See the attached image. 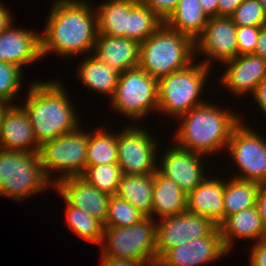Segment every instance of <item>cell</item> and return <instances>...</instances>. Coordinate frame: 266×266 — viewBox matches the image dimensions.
<instances>
[{"mask_svg": "<svg viewBox=\"0 0 266 266\" xmlns=\"http://www.w3.org/2000/svg\"><path fill=\"white\" fill-rule=\"evenodd\" d=\"M157 219L145 217L128 227H104L101 256L152 263L157 260Z\"/></svg>", "mask_w": 266, "mask_h": 266, "instance_id": "cell-7", "label": "cell"}, {"mask_svg": "<svg viewBox=\"0 0 266 266\" xmlns=\"http://www.w3.org/2000/svg\"><path fill=\"white\" fill-rule=\"evenodd\" d=\"M42 58L40 34L11 24L0 34V61L21 69Z\"/></svg>", "mask_w": 266, "mask_h": 266, "instance_id": "cell-18", "label": "cell"}, {"mask_svg": "<svg viewBox=\"0 0 266 266\" xmlns=\"http://www.w3.org/2000/svg\"><path fill=\"white\" fill-rule=\"evenodd\" d=\"M144 218L145 216L128 201L113 195L109 200L104 227H128L139 223Z\"/></svg>", "mask_w": 266, "mask_h": 266, "instance_id": "cell-33", "label": "cell"}, {"mask_svg": "<svg viewBox=\"0 0 266 266\" xmlns=\"http://www.w3.org/2000/svg\"><path fill=\"white\" fill-rule=\"evenodd\" d=\"M219 227L228 251L233 247L235 239L254 240V243L266 239V227L256 206L230 215Z\"/></svg>", "mask_w": 266, "mask_h": 266, "instance_id": "cell-22", "label": "cell"}, {"mask_svg": "<svg viewBox=\"0 0 266 266\" xmlns=\"http://www.w3.org/2000/svg\"><path fill=\"white\" fill-rule=\"evenodd\" d=\"M9 8L0 3V34L4 32L13 22V15Z\"/></svg>", "mask_w": 266, "mask_h": 266, "instance_id": "cell-44", "label": "cell"}, {"mask_svg": "<svg viewBox=\"0 0 266 266\" xmlns=\"http://www.w3.org/2000/svg\"><path fill=\"white\" fill-rule=\"evenodd\" d=\"M259 183L229 177L224 185V221L230 215L255 206Z\"/></svg>", "mask_w": 266, "mask_h": 266, "instance_id": "cell-28", "label": "cell"}, {"mask_svg": "<svg viewBox=\"0 0 266 266\" xmlns=\"http://www.w3.org/2000/svg\"><path fill=\"white\" fill-rule=\"evenodd\" d=\"M64 202L66 203V222L71 232L88 242L100 244L104 225L86 211L69 205L65 200Z\"/></svg>", "mask_w": 266, "mask_h": 266, "instance_id": "cell-30", "label": "cell"}, {"mask_svg": "<svg viewBox=\"0 0 266 266\" xmlns=\"http://www.w3.org/2000/svg\"><path fill=\"white\" fill-rule=\"evenodd\" d=\"M150 266H164V265H162L158 260H155L150 264Z\"/></svg>", "mask_w": 266, "mask_h": 266, "instance_id": "cell-48", "label": "cell"}, {"mask_svg": "<svg viewBox=\"0 0 266 266\" xmlns=\"http://www.w3.org/2000/svg\"><path fill=\"white\" fill-rule=\"evenodd\" d=\"M216 225L208 218L189 212L175 214L157 220L156 251L157 260L175 246L208 235Z\"/></svg>", "mask_w": 266, "mask_h": 266, "instance_id": "cell-13", "label": "cell"}, {"mask_svg": "<svg viewBox=\"0 0 266 266\" xmlns=\"http://www.w3.org/2000/svg\"><path fill=\"white\" fill-rule=\"evenodd\" d=\"M117 133H110L105 128L88 131L86 166L118 163Z\"/></svg>", "mask_w": 266, "mask_h": 266, "instance_id": "cell-29", "label": "cell"}, {"mask_svg": "<svg viewBox=\"0 0 266 266\" xmlns=\"http://www.w3.org/2000/svg\"><path fill=\"white\" fill-rule=\"evenodd\" d=\"M165 21L175 10L179 0H139Z\"/></svg>", "mask_w": 266, "mask_h": 266, "instance_id": "cell-37", "label": "cell"}, {"mask_svg": "<svg viewBox=\"0 0 266 266\" xmlns=\"http://www.w3.org/2000/svg\"><path fill=\"white\" fill-rule=\"evenodd\" d=\"M23 69L16 64L0 61V100L12 103L19 95Z\"/></svg>", "mask_w": 266, "mask_h": 266, "instance_id": "cell-34", "label": "cell"}, {"mask_svg": "<svg viewBox=\"0 0 266 266\" xmlns=\"http://www.w3.org/2000/svg\"><path fill=\"white\" fill-rule=\"evenodd\" d=\"M249 253L250 266H266V239L255 242Z\"/></svg>", "mask_w": 266, "mask_h": 266, "instance_id": "cell-38", "label": "cell"}, {"mask_svg": "<svg viewBox=\"0 0 266 266\" xmlns=\"http://www.w3.org/2000/svg\"><path fill=\"white\" fill-rule=\"evenodd\" d=\"M132 125H126L117 135L118 165L122 174H154L159 143L146 129Z\"/></svg>", "mask_w": 266, "mask_h": 266, "instance_id": "cell-11", "label": "cell"}, {"mask_svg": "<svg viewBox=\"0 0 266 266\" xmlns=\"http://www.w3.org/2000/svg\"><path fill=\"white\" fill-rule=\"evenodd\" d=\"M187 210V195L171 178L163 175L158 169L154 173L152 198V218L181 214ZM154 215V216H153Z\"/></svg>", "mask_w": 266, "mask_h": 266, "instance_id": "cell-23", "label": "cell"}, {"mask_svg": "<svg viewBox=\"0 0 266 266\" xmlns=\"http://www.w3.org/2000/svg\"><path fill=\"white\" fill-rule=\"evenodd\" d=\"M109 101L119 115L141 121L158 109L157 79L140 67L125 70L119 73L115 93Z\"/></svg>", "mask_w": 266, "mask_h": 266, "instance_id": "cell-9", "label": "cell"}, {"mask_svg": "<svg viewBox=\"0 0 266 266\" xmlns=\"http://www.w3.org/2000/svg\"><path fill=\"white\" fill-rule=\"evenodd\" d=\"M54 190L58 191L59 196L69 205L86 211L104 225L110 195L100 192L81 176L68 177L56 182Z\"/></svg>", "mask_w": 266, "mask_h": 266, "instance_id": "cell-17", "label": "cell"}, {"mask_svg": "<svg viewBox=\"0 0 266 266\" xmlns=\"http://www.w3.org/2000/svg\"><path fill=\"white\" fill-rule=\"evenodd\" d=\"M208 20L199 0H179L164 23L195 41L202 34Z\"/></svg>", "mask_w": 266, "mask_h": 266, "instance_id": "cell-27", "label": "cell"}, {"mask_svg": "<svg viewBox=\"0 0 266 266\" xmlns=\"http://www.w3.org/2000/svg\"><path fill=\"white\" fill-rule=\"evenodd\" d=\"M211 103L205 101L177 118L182 120L173 135L177 146L204 157L226 150L234 128L243 118Z\"/></svg>", "mask_w": 266, "mask_h": 266, "instance_id": "cell-3", "label": "cell"}, {"mask_svg": "<svg viewBox=\"0 0 266 266\" xmlns=\"http://www.w3.org/2000/svg\"><path fill=\"white\" fill-rule=\"evenodd\" d=\"M54 187L46 176L38 152L0 149V195L13 200Z\"/></svg>", "mask_w": 266, "mask_h": 266, "instance_id": "cell-5", "label": "cell"}, {"mask_svg": "<svg viewBox=\"0 0 266 266\" xmlns=\"http://www.w3.org/2000/svg\"><path fill=\"white\" fill-rule=\"evenodd\" d=\"M247 126L241 120L227 144L228 154L239 168L238 174L236 171L232 177L266 183V139L260 132Z\"/></svg>", "mask_w": 266, "mask_h": 266, "instance_id": "cell-10", "label": "cell"}, {"mask_svg": "<svg viewBox=\"0 0 266 266\" xmlns=\"http://www.w3.org/2000/svg\"><path fill=\"white\" fill-rule=\"evenodd\" d=\"M224 64L226 68L219 82L236 98L253 94L257 85L266 78V59L253 53L238 55Z\"/></svg>", "mask_w": 266, "mask_h": 266, "instance_id": "cell-16", "label": "cell"}, {"mask_svg": "<svg viewBox=\"0 0 266 266\" xmlns=\"http://www.w3.org/2000/svg\"><path fill=\"white\" fill-rule=\"evenodd\" d=\"M169 149L164 151L157 169L168 178L177 183L180 189L188 195L207 176L206 167L202 154L183 149L173 143ZM202 157V158H201ZM205 172V173H204Z\"/></svg>", "mask_w": 266, "mask_h": 266, "instance_id": "cell-15", "label": "cell"}, {"mask_svg": "<svg viewBox=\"0 0 266 266\" xmlns=\"http://www.w3.org/2000/svg\"><path fill=\"white\" fill-rule=\"evenodd\" d=\"M195 55V41L163 23L141 42L139 67L158 80L190 66Z\"/></svg>", "mask_w": 266, "mask_h": 266, "instance_id": "cell-4", "label": "cell"}, {"mask_svg": "<svg viewBox=\"0 0 266 266\" xmlns=\"http://www.w3.org/2000/svg\"><path fill=\"white\" fill-rule=\"evenodd\" d=\"M30 84L25 101L20 106L26 111L40 146L81 126L79 114L61 82L52 79Z\"/></svg>", "mask_w": 266, "mask_h": 266, "instance_id": "cell-2", "label": "cell"}, {"mask_svg": "<svg viewBox=\"0 0 266 266\" xmlns=\"http://www.w3.org/2000/svg\"><path fill=\"white\" fill-rule=\"evenodd\" d=\"M243 1L244 0H218V16L230 17Z\"/></svg>", "mask_w": 266, "mask_h": 266, "instance_id": "cell-42", "label": "cell"}, {"mask_svg": "<svg viewBox=\"0 0 266 266\" xmlns=\"http://www.w3.org/2000/svg\"><path fill=\"white\" fill-rule=\"evenodd\" d=\"M80 127L42 144L39 148L44 172L50 181L53 179V184L64 178L81 176L86 170L88 131ZM53 172L62 174H58L55 180L51 178Z\"/></svg>", "mask_w": 266, "mask_h": 266, "instance_id": "cell-8", "label": "cell"}, {"mask_svg": "<svg viewBox=\"0 0 266 266\" xmlns=\"http://www.w3.org/2000/svg\"><path fill=\"white\" fill-rule=\"evenodd\" d=\"M101 266H150L151 263L101 256Z\"/></svg>", "mask_w": 266, "mask_h": 266, "instance_id": "cell-40", "label": "cell"}, {"mask_svg": "<svg viewBox=\"0 0 266 266\" xmlns=\"http://www.w3.org/2000/svg\"><path fill=\"white\" fill-rule=\"evenodd\" d=\"M12 105H14V104L0 100V131H1L2 121H3L4 115Z\"/></svg>", "mask_w": 266, "mask_h": 266, "instance_id": "cell-46", "label": "cell"}, {"mask_svg": "<svg viewBox=\"0 0 266 266\" xmlns=\"http://www.w3.org/2000/svg\"><path fill=\"white\" fill-rule=\"evenodd\" d=\"M224 185L221 177L206 178L187 195V212L208 218L214 225L224 222Z\"/></svg>", "mask_w": 266, "mask_h": 266, "instance_id": "cell-20", "label": "cell"}, {"mask_svg": "<svg viewBox=\"0 0 266 266\" xmlns=\"http://www.w3.org/2000/svg\"><path fill=\"white\" fill-rule=\"evenodd\" d=\"M260 28L261 26H237L238 55L254 53Z\"/></svg>", "mask_w": 266, "mask_h": 266, "instance_id": "cell-36", "label": "cell"}, {"mask_svg": "<svg viewBox=\"0 0 266 266\" xmlns=\"http://www.w3.org/2000/svg\"><path fill=\"white\" fill-rule=\"evenodd\" d=\"M138 2L139 0H107L95 6L98 33L128 38V15Z\"/></svg>", "mask_w": 266, "mask_h": 266, "instance_id": "cell-25", "label": "cell"}, {"mask_svg": "<svg viewBox=\"0 0 266 266\" xmlns=\"http://www.w3.org/2000/svg\"><path fill=\"white\" fill-rule=\"evenodd\" d=\"M258 2L263 6V9L266 15V0H258Z\"/></svg>", "mask_w": 266, "mask_h": 266, "instance_id": "cell-47", "label": "cell"}, {"mask_svg": "<svg viewBox=\"0 0 266 266\" xmlns=\"http://www.w3.org/2000/svg\"><path fill=\"white\" fill-rule=\"evenodd\" d=\"M203 12L209 17H218V0H199Z\"/></svg>", "mask_w": 266, "mask_h": 266, "instance_id": "cell-45", "label": "cell"}, {"mask_svg": "<svg viewBox=\"0 0 266 266\" xmlns=\"http://www.w3.org/2000/svg\"><path fill=\"white\" fill-rule=\"evenodd\" d=\"M121 176L122 171L118 163L86 166L81 175L91 186L110 196L116 195Z\"/></svg>", "mask_w": 266, "mask_h": 266, "instance_id": "cell-32", "label": "cell"}, {"mask_svg": "<svg viewBox=\"0 0 266 266\" xmlns=\"http://www.w3.org/2000/svg\"><path fill=\"white\" fill-rule=\"evenodd\" d=\"M93 6V7H92ZM40 33L42 58L92 54L98 35L94 5L86 0H55Z\"/></svg>", "mask_w": 266, "mask_h": 266, "instance_id": "cell-1", "label": "cell"}, {"mask_svg": "<svg viewBox=\"0 0 266 266\" xmlns=\"http://www.w3.org/2000/svg\"><path fill=\"white\" fill-rule=\"evenodd\" d=\"M40 145L26 111L16 104L5 113L0 131V149L16 152H38Z\"/></svg>", "mask_w": 266, "mask_h": 266, "instance_id": "cell-19", "label": "cell"}, {"mask_svg": "<svg viewBox=\"0 0 266 266\" xmlns=\"http://www.w3.org/2000/svg\"><path fill=\"white\" fill-rule=\"evenodd\" d=\"M237 26L230 17L218 16L208 20L202 34L195 40V54L204 55L202 63L224 62L238 56Z\"/></svg>", "mask_w": 266, "mask_h": 266, "instance_id": "cell-12", "label": "cell"}, {"mask_svg": "<svg viewBox=\"0 0 266 266\" xmlns=\"http://www.w3.org/2000/svg\"><path fill=\"white\" fill-rule=\"evenodd\" d=\"M253 54L266 59V24L262 25L260 28V33Z\"/></svg>", "mask_w": 266, "mask_h": 266, "instance_id": "cell-43", "label": "cell"}, {"mask_svg": "<svg viewBox=\"0 0 266 266\" xmlns=\"http://www.w3.org/2000/svg\"><path fill=\"white\" fill-rule=\"evenodd\" d=\"M255 206L264 226L266 227V183L259 184Z\"/></svg>", "mask_w": 266, "mask_h": 266, "instance_id": "cell-39", "label": "cell"}, {"mask_svg": "<svg viewBox=\"0 0 266 266\" xmlns=\"http://www.w3.org/2000/svg\"><path fill=\"white\" fill-rule=\"evenodd\" d=\"M252 96L254 103H257L260 111L266 116V78L257 85Z\"/></svg>", "mask_w": 266, "mask_h": 266, "instance_id": "cell-41", "label": "cell"}, {"mask_svg": "<svg viewBox=\"0 0 266 266\" xmlns=\"http://www.w3.org/2000/svg\"><path fill=\"white\" fill-rule=\"evenodd\" d=\"M220 227L208 235L168 249L158 261L164 266H202L219 261L228 254Z\"/></svg>", "mask_w": 266, "mask_h": 266, "instance_id": "cell-14", "label": "cell"}, {"mask_svg": "<svg viewBox=\"0 0 266 266\" xmlns=\"http://www.w3.org/2000/svg\"><path fill=\"white\" fill-rule=\"evenodd\" d=\"M154 174H122L116 195L128 201L145 217H152Z\"/></svg>", "mask_w": 266, "mask_h": 266, "instance_id": "cell-26", "label": "cell"}, {"mask_svg": "<svg viewBox=\"0 0 266 266\" xmlns=\"http://www.w3.org/2000/svg\"><path fill=\"white\" fill-rule=\"evenodd\" d=\"M83 59L76 69L77 78L87 89L100 93L101 96H108L110 100L116 90L119 72L110 68L93 54L84 56Z\"/></svg>", "mask_w": 266, "mask_h": 266, "instance_id": "cell-24", "label": "cell"}, {"mask_svg": "<svg viewBox=\"0 0 266 266\" xmlns=\"http://www.w3.org/2000/svg\"><path fill=\"white\" fill-rule=\"evenodd\" d=\"M164 21L140 1L128 15V38L140 43L150 37Z\"/></svg>", "mask_w": 266, "mask_h": 266, "instance_id": "cell-31", "label": "cell"}, {"mask_svg": "<svg viewBox=\"0 0 266 266\" xmlns=\"http://www.w3.org/2000/svg\"><path fill=\"white\" fill-rule=\"evenodd\" d=\"M140 44L134 39L98 33L93 55L110 68L122 73L139 67Z\"/></svg>", "mask_w": 266, "mask_h": 266, "instance_id": "cell-21", "label": "cell"}, {"mask_svg": "<svg viewBox=\"0 0 266 266\" xmlns=\"http://www.w3.org/2000/svg\"><path fill=\"white\" fill-rule=\"evenodd\" d=\"M236 26H262L266 24L263 6L258 0H244L230 15Z\"/></svg>", "mask_w": 266, "mask_h": 266, "instance_id": "cell-35", "label": "cell"}, {"mask_svg": "<svg viewBox=\"0 0 266 266\" xmlns=\"http://www.w3.org/2000/svg\"><path fill=\"white\" fill-rule=\"evenodd\" d=\"M211 68L194 62L157 80L158 112L177 118L205 103L201 100Z\"/></svg>", "mask_w": 266, "mask_h": 266, "instance_id": "cell-6", "label": "cell"}]
</instances>
